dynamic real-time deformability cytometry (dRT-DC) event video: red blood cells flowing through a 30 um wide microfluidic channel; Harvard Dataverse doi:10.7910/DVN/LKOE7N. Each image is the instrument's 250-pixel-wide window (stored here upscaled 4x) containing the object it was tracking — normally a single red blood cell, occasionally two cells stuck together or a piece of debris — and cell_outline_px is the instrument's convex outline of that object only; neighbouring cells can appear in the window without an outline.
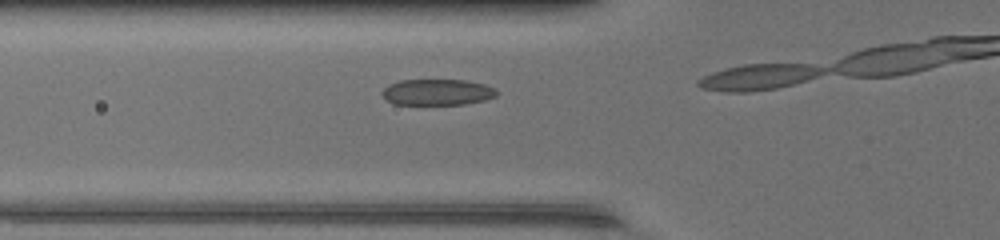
{"species": "common noctule bat (a hibernating species)", "species_latin": "Nyctalus noctula", "temperature_condition": "warm", "stored_images_in_passage": 5, "camera_frame_rate_fps": 3000, "um_per_image_px": 0.085, "animal": {"sex": "female", "body_mass_g": 17.0, "forearm_length_mm": 48.0}, "frame": {"image": 1, "passage_image": 2, "time_ms": 0.333, "image_size_px": [1000, 240], "cell_outline_px": [[496, 96], [484, 100], [464, 104], [396, 104], [388, 100], [380, 92], [388, 84], [400, 80], [464, 80], [484, 84], [496, 88]], "centroid_in_image_um": [37.16, 7.82], "position_along_channel_um": 88.6, "area_um2": 17.28}}